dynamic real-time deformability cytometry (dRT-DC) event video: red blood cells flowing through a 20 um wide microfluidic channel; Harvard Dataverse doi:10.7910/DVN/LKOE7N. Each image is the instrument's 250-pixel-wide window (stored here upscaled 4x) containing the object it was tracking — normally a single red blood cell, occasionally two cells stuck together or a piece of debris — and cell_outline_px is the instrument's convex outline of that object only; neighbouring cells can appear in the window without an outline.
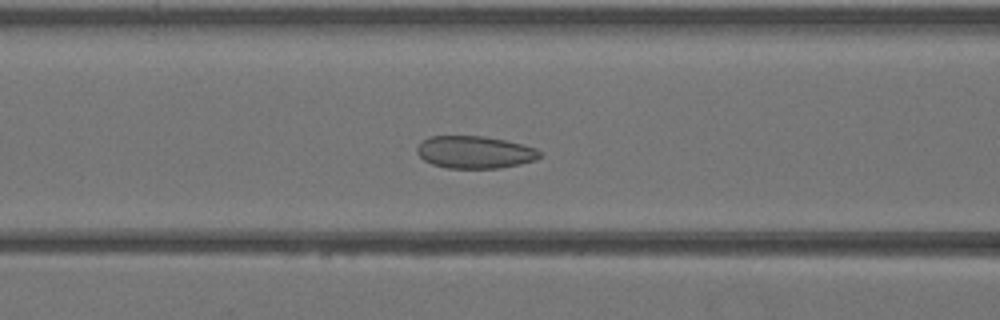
{"species": "Egyptian fruit bat (a non-hibernating species)", "species_latin": "Rousettus aegyptiacus", "temperature_condition": "warm", "stored_images_in_passage": 42, "camera_frame_rate_fps": 3000, "um_per_image_px": 0.085, "animal": {"sex": "female"}, "frame": {"image": 1, "passage_image": 17, "time_ms": 5.333, "image_size_px": [1000, 320], "cell_outline_px": [[544, 152], [536, 160], [520, 164], [500, 168], [448, 168], [432, 164], [424, 160], [416, 152], [416, 148], [420, 140], [428, 136], [484, 136], [524, 144], [536, 148]], "centroid_in_image_um": [40.36, 12.93], "position_along_channel_um": 126.2, "area_um2": 23.47}}
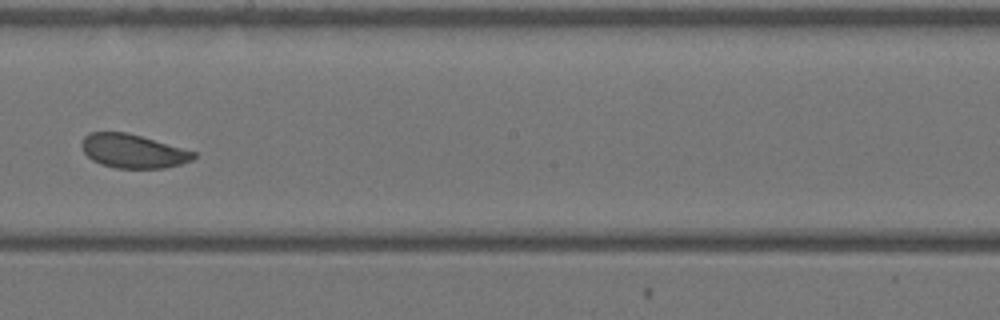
{"frame": {"image": 2, "passage_image": 24, "time_ms": 7.667, "image_size_px": [1000, 320], "cell_outline_px": [[196, 156], [192, 160], [180, 164], [164, 168], [116, 168], [100, 164], [92, 160], [84, 152], [80, 144], [84, 136], [88, 132], [128, 132], [196, 152]], "centroid_in_image_um": [11.28, 12.84], "position_along_channel_um": 236.9, "area_um2": 22.08}}
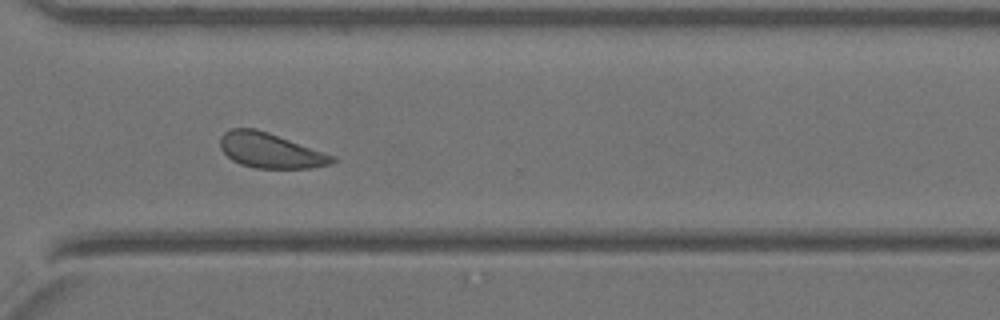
{"frame": {"image": 3, "passage_image": 31, "time_ms": 10.0, "image_size_px": [1000, 320], "cell_outline_px": [[336, 160], [328, 164], [312, 168], [256, 168], [240, 164], [232, 160], [220, 148], [220, 136], [224, 132], [232, 128], [256, 128], [268, 132], [336, 156]], "centroid_in_image_um": [22.96, 12.79], "position_along_channel_um": 347.6, "area_um2": 22.83}}